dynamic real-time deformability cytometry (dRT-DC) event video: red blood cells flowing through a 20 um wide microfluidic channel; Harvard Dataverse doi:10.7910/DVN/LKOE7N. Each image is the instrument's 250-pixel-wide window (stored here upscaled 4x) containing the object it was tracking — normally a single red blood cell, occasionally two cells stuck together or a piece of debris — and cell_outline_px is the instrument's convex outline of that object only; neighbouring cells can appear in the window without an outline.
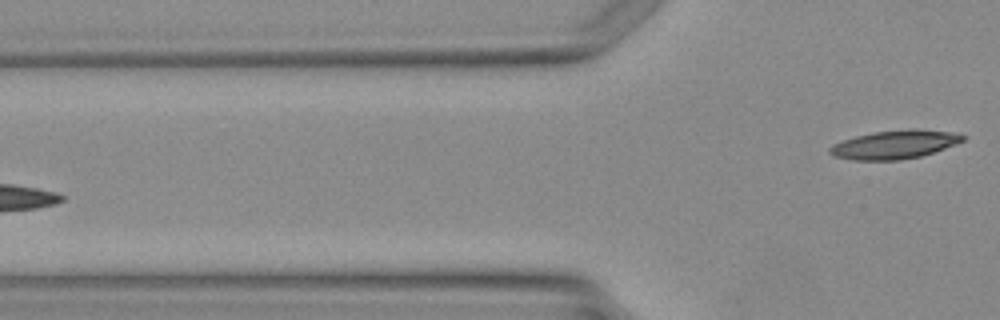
{"species": "Egyptian fruit bat (a non-hibernating species)", "species_latin": "Rousettus aegyptiacus", "temperature_condition": "warm", "stored_images_in_passage": 2, "camera_frame_rate_fps": 3000, "um_per_image_px": 0.085, "animal": {"sex": "female"}, "frame": {"image": 1, "passage_image": 2, "time_ms": 1.333, "image_size_px": [1000, 320], "cell_outline_px": [[968, 136], [964, 140], [944, 148], [920, 156], [900, 160], [852, 160], [836, 156], [828, 152], [828, 148], [832, 144], [856, 136], [876, 132], [912, 128], [916, 128], [948, 132]], "centroid_in_image_um": [76.02, 12.28], "position_along_channel_um": 49.8, "area_um2": 21.85}}